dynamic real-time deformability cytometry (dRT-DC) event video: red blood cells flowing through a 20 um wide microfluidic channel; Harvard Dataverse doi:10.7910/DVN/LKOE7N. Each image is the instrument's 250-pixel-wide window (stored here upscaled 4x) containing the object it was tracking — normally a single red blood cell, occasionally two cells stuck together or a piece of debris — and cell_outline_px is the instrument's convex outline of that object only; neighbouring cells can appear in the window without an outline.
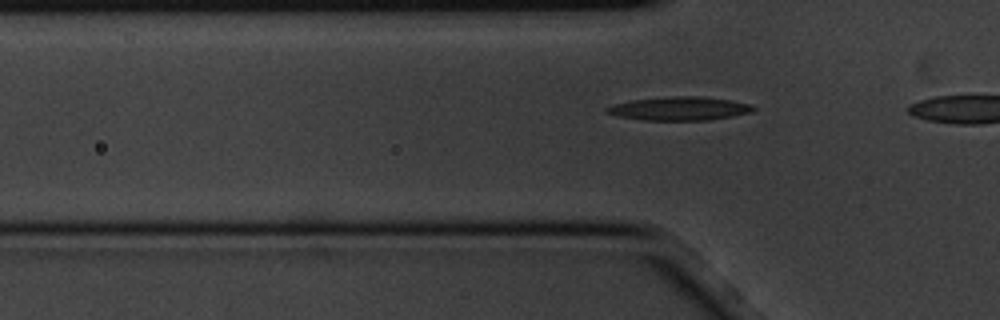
{"species": "common noctule bat (a hibernating species)", "species_latin": "Nyctalus noctula", "temperature_condition": "cold", "stored_images_in_passage": 3, "segment_of_instrument_passage": [2, 2], "camera_frame_rate_fps": 3000, "um_per_image_px": 0.085, "animal": {"sex": "male", "body_mass_g": 20.1, "forearm_length_mm": 53.5}, "frame": {"image": 1, "passage_image": 3, "time_ms": 0.667, "image_size_px": [1000, 320], "cell_outline_px": [[756, 108], [752, 112], [712, 120], [640, 120], [620, 116], [604, 112], [604, 108], [616, 104], [632, 100], [672, 96], [700, 96], [728, 100], [748, 104]], "centroid_in_image_um": [57.74, 9.23], "position_along_channel_um": 68.1, "area_um2": 19.94}}